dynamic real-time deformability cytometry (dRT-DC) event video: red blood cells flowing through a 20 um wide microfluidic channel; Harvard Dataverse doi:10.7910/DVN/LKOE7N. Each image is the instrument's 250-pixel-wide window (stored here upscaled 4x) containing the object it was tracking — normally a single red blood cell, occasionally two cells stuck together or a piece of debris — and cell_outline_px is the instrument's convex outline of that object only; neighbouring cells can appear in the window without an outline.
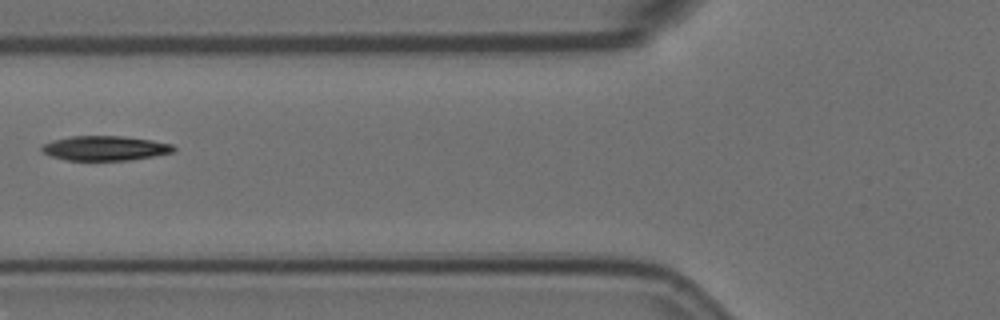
{"species": "Egyptian fruit bat (a non-hibernating species)", "species_latin": "Rousettus aegyptiacus", "temperature_condition": "room temperature", "stored_images_in_passage": 3, "camera_frame_rate_fps": 3000, "um_per_image_px": 0.085, "animal": {"sex": "female"}, "frame": {"image": 1, "passage_image": 3, "time_ms": 0.667, "image_size_px": [1000, 320], "cell_outline_px": [[176, 148], [172, 152], [152, 156], [128, 160], [64, 160], [52, 156], [44, 152], [40, 148], [44, 144], [52, 140], [72, 136], [124, 136], [152, 140], [172, 144]], "centroid_in_image_um": [8.92, 12.59], "position_along_channel_um": 116.9, "area_um2": 18.79}}